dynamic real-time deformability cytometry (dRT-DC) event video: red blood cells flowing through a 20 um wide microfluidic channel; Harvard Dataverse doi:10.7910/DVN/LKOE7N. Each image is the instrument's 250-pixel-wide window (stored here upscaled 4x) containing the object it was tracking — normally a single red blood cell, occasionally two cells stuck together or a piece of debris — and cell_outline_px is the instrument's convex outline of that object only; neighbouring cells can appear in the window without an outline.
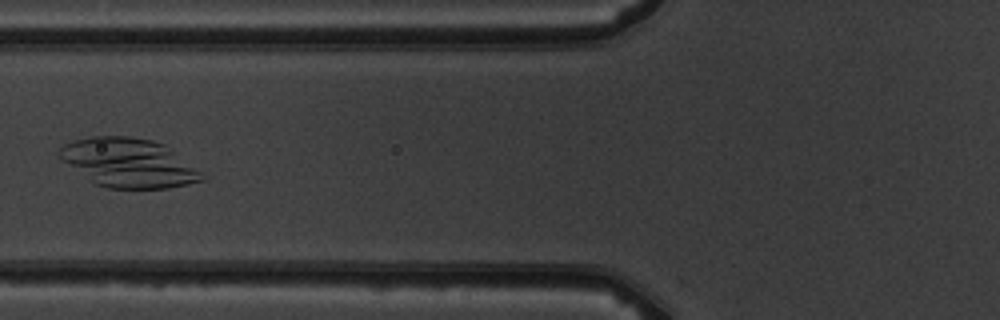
{"species": "common noctule bat (a hibernating species)", "species_latin": "Nyctalus noctula", "temperature_condition": "warm", "stored_images_in_passage": 9, "camera_frame_rate_fps": 3000, "um_per_image_px": 0.085, "animal": {"sex": "male", "body_mass_g": 19.5, "forearm_length_mm": 54.6}, "frame": {"image": 1, "passage_image": 7, "time_ms": 7.0, "image_size_px": [1000, 320], "cell_outline_px": [[204, 180], [188, 184], [168, 188], [108, 188], [96, 184], [64, 160], [60, 156], [60, 148], [64, 144], [72, 140], [92, 136], [128, 136], [152, 140], [164, 144], [200, 172], [204, 176]], "centroid_in_image_um": [10.94, 13.83], "position_along_channel_um": 114.9, "area_um2": 39.77}}